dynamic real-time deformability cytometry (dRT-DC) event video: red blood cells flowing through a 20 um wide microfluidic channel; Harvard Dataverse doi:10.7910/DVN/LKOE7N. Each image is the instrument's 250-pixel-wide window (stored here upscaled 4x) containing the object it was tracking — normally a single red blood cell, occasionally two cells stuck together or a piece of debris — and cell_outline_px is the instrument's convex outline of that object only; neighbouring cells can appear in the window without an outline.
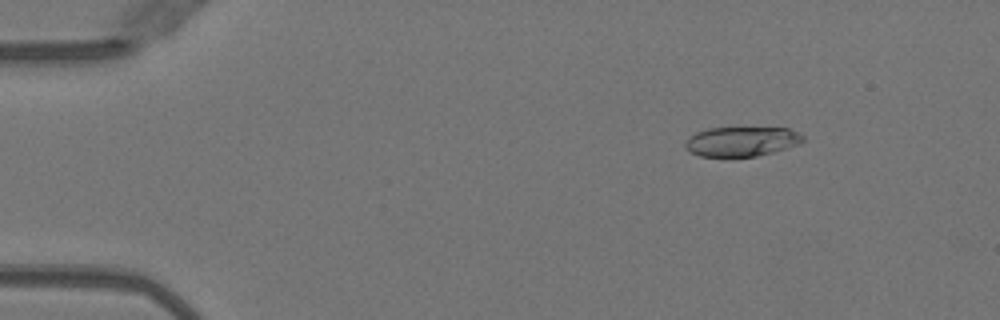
{"species": "Egyptian fruit bat (a non-hibernating species)", "species_latin": "Rousettus aegyptiacus", "temperature_condition": "warm", "stored_images_in_passage": 51, "camera_frame_rate_fps": 3000, "um_per_image_px": 0.085, "animal": {"sex": "female"}, "frame": {"image": 1, "passage_image": 7, "time_ms": 2.0, "image_size_px": [1000, 320], "cell_outline_px": [[804, 140], [796, 144], [772, 152], [756, 156], [700, 156], [688, 152], [684, 148], [684, 144], [688, 136], [696, 132], [708, 128], [736, 124], [788, 128], [804, 136]], "centroid_in_image_um": [62.96, 11.95], "position_along_channel_um": 22.0, "area_um2": 21.33}}
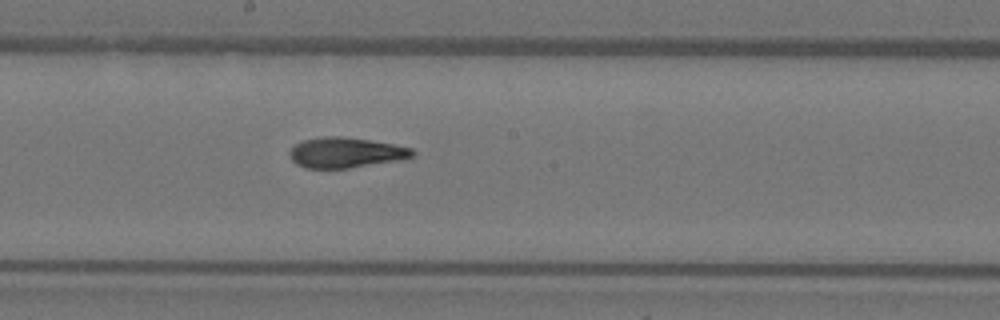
{"frame": {"image": 2, "passage_image": 28, "time_ms": 9.0, "image_size_px": [1000, 320], "cell_outline_px": [[416, 156], [400, 160], [348, 168], [304, 168], [296, 164], [292, 160], [288, 152], [296, 144], [304, 140], [324, 136], [340, 136], [368, 140], [392, 144], [412, 148], [416, 152]], "centroid_in_image_um": [29.4, 12.98], "position_along_channel_um": 218.8, "area_um2": 21.68}}
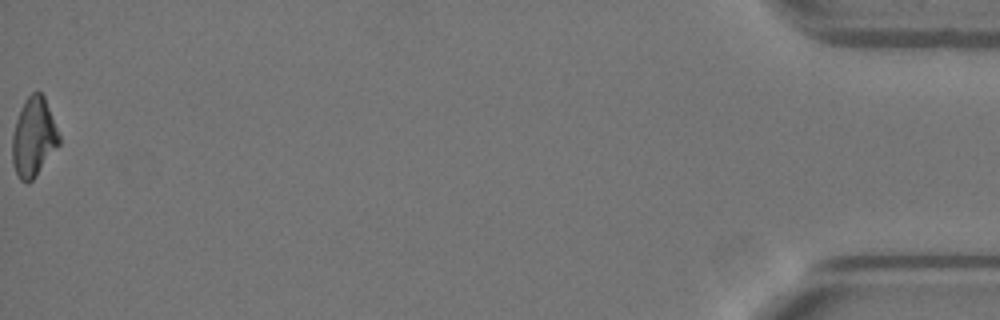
{"frame": {"image": 3, "passage_image": 51, "time_ms": 16.667, "image_size_px": [1000, 320], "cell_outline_px": [[60, 144], [36, 176], [32, 180], [20, 180], [12, 164], [12, 136], [16, 120], [20, 108], [28, 96], [32, 92], [40, 92], [44, 96], [60, 136]], "centroid_in_image_um": [2.86, 11.66], "position_along_channel_um": 432.3, "area_um2": 21.39}, "authors_computed_cell_mechanics": {"area_um2": 21.964, "velocity_mm_per_s": 4.0433, "shape_relaxation_time_tau1_ms": null, "shape_relaxation_time_tau2_ms": 2.1838, "deformation_change_tau1": null, "deformation_change_tau2": 0.0747}}